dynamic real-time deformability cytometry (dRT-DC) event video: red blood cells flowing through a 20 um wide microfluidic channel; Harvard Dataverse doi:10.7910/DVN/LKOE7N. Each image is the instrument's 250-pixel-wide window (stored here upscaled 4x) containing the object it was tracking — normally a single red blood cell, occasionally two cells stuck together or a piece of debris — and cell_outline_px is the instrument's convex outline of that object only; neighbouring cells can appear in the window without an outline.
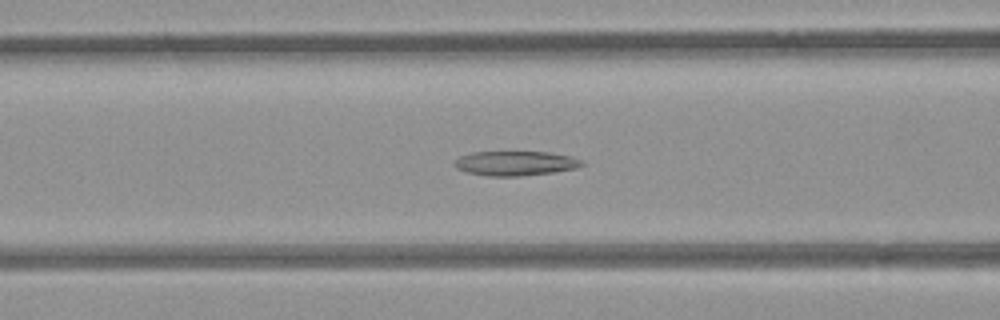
{"species": "common noctule bat (a hibernating species)", "species_latin": "Nyctalus noctula", "temperature_condition": "room temperature", "stored_images_in_passage": 54, "camera_frame_rate_fps": 3000, "um_per_image_px": 0.085, "animal": {"sex": "female", "body_mass_g": 21.9}, "frame": {"image": 1, "passage_image": 22, "time_ms": 7.0, "image_size_px": [1000, 320], "cell_outline_px": [[584, 164], [576, 168], [556, 172], [520, 176], [488, 176], [468, 172], [456, 168], [452, 164], [460, 156], [472, 152], [548, 152], [572, 156], [584, 160]], "centroid_in_image_um": [43.84, 13.88], "position_along_channel_um": 122.8, "area_um2": 18.32}}
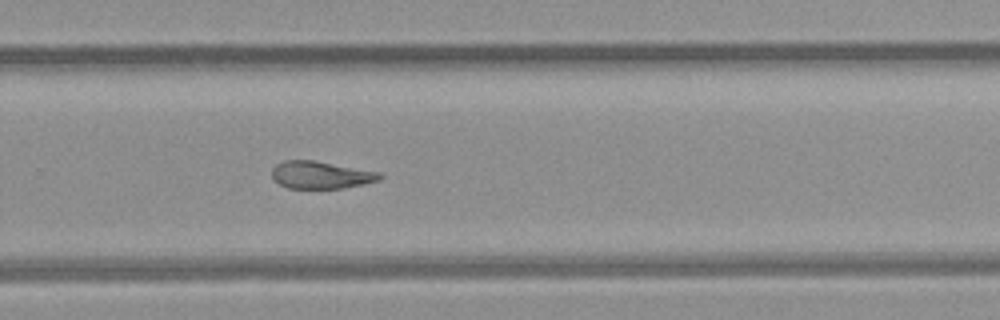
{"frame": {"image": 2, "passage_image": 36, "time_ms": 11.667, "image_size_px": [1000, 320], "cell_outline_px": [[384, 176], [380, 180], [344, 188], [288, 188], [272, 180], [272, 168], [276, 164], [284, 160], [312, 160], [380, 172]], "centroid_in_image_um": [27.25, 14.87], "position_along_channel_um": 302.5, "area_um2": 17.22}}
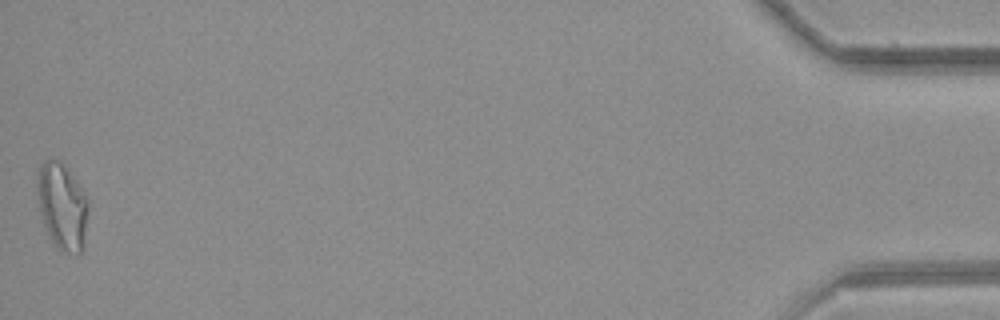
{"frame": {"image": 3, "passage_image": 54, "time_ms": 17.667, "image_size_px": [1000, 320], "cell_outline_px": [[88, 208], [84, 248], [76, 256], [60, 252], [56, 248], [44, 224], [40, 208], [36, 188], [40, 168], [44, 160], [60, 160], [68, 168], [84, 196], [88, 204]], "centroid_in_image_um": [5.3, 17.6], "position_along_channel_um": 429.9, "area_um2": 25.49}, "authors_computed_cell_mechanics": {"area_um2": 19.8832, "velocity_mm_per_s": 3.8562, "shape_relaxation_time_tau1_ms": null, "shape_relaxation_time_tau2_ms": 5.3083, "deformation_change_tau1": null, "deformation_change_tau2": 0.1474}}